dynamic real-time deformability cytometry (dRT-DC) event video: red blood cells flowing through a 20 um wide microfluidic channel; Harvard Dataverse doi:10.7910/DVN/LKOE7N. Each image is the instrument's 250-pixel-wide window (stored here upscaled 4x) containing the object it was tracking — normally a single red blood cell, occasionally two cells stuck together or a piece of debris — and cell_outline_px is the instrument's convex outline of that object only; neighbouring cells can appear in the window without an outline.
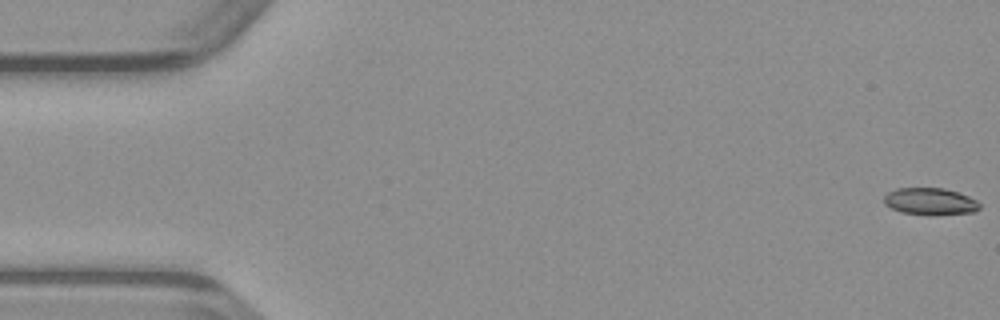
{"species": "common noctule bat (a hibernating species)", "species_latin": "Nyctalus noctula", "temperature_condition": "warm", "stored_images_in_passage": 49, "camera_frame_rate_fps": 3000, "um_per_image_px": 0.085, "animal": {"sex": "male", "body_mass_g": 23.1, "forearm_length_mm": 52.7}, "frame": {"image": 1, "passage_image": 1, "time_ms": 0.0, "image_size_px": [1000, 320], "cell_outline_px": [[980, 208], [976, 212], [936, 216], [932, 216], [900, 212], [884, 204], [884, 196], [888, 192], [896, 188], [944, 188], [968, 196], [976, 200], [980, 204]], "centroid_in_image_um": [79.07, 17.14], "position_along_channel_um": 5.9, "area_um2": 15.32}}
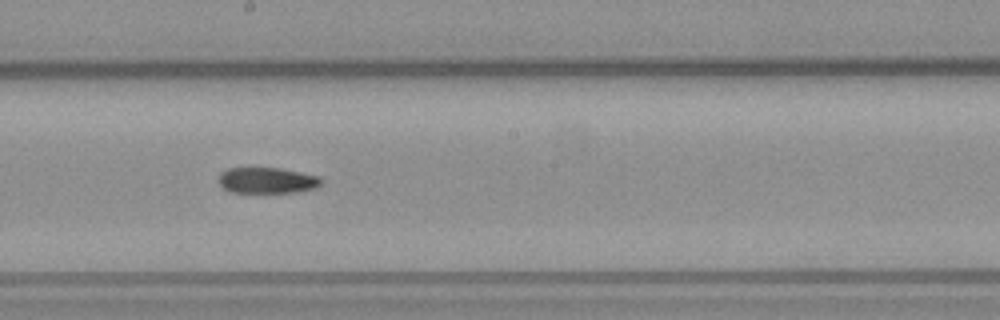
{"frame": {"image": 2, "passage_image": 27, "time_ms": 8.667, "image_size_px": [1000, 320], "cell_outline_px": [[324, 184], [316, 188], [296, 192], [232, 192], [224, 188], [220, 184], [220, 172], [228, 168], [280, 168], [320, 176], [324, 180]], "centroid_in_image_um": [22.78, 15.33], "position_along_channel_um": 225.4, "area_um2": 15.55}}
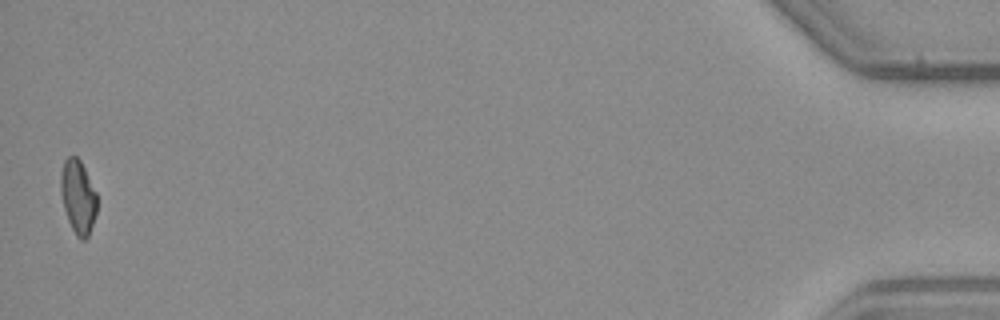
{"frame": {"image": 3, "passage_image": 49, "time_ms": 16.0, "image_size_px": [1000, 320], "cell_outline_px": [[96, 212], [88, 236], [84, 240], [80, 240], [76, 236], [68, 220], [64, 208], [60, 192], [60, 172], [64, 160], [68, 156], [76, 156], [80, 160], [96, 192]], "centroid_in_image_um": [6.61, 16.71], "position_along_channel_um": 428.6, "area_um2": 15.49}}